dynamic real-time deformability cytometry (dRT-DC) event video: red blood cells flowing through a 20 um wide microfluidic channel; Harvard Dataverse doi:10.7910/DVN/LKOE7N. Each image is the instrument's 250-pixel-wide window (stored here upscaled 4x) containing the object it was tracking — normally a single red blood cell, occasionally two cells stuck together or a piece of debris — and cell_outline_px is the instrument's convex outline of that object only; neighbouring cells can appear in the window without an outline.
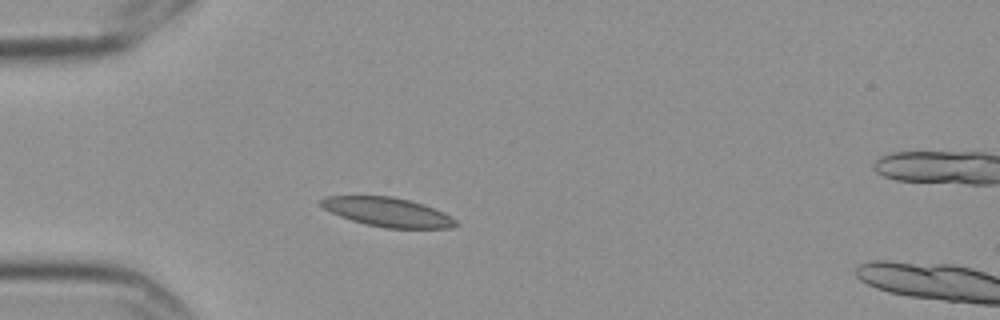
{"species": "Egyptian fruit bat (a non-hibernating species)", "species_latin": "Rousettus aegyptiacus", "temperature_condition": "cold", "stored_images_in_passage": 5, "camera_frame_rate_fps": 3000, "um_per_image_px": 0.085, "frame": {"image": 1, "passage_image": 4, "time_ms": 1.0, "image_size_px": [1000, 320], "cell_outline_px": [[460, 224], [452, 228], [384, 228], [352, 220], [340, 216], [324, 208], [320, 204], [320, 200], [324, 196], [392, 196], [424, 204], [444, 212], [456, 220]], "centroid_in_image_um": [32.99, 18.03], "position_along_channel_um": 52.0, "area_um2": 22.77}}